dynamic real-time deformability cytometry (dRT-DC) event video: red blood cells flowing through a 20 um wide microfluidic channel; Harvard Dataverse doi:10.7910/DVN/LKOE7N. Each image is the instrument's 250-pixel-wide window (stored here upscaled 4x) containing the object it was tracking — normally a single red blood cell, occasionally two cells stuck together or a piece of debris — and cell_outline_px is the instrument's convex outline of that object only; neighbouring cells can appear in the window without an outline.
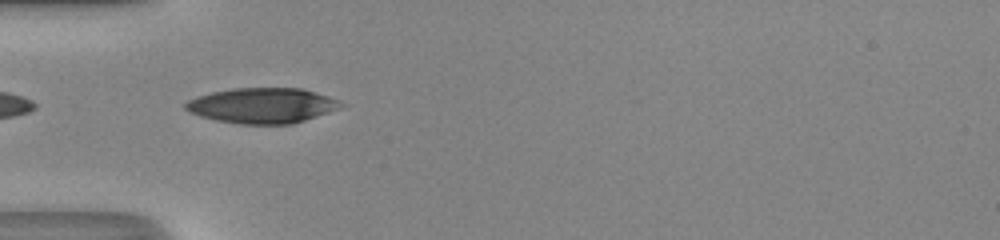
{"species": "human", "species_latin": "Homo sapiens", "temperature_condition": "room temperature", "stored_images_in_passage": 7, "camera_frame_rate_fps": 3000, "um_per_image_px": 0.085, "donor": {"sex": "male"}, "frame": {"image": 1, "passage_image": 1, "time_ms": 0.0, "image_size_px": [1000, 240], "cell_outline_px": [[348, 104], [340, 108], [292, 124], [240, 124], [216, 120], [200, 116], [188, 112], [184, 108], [184, 104], [188, 100], [196, 96], [212, 92], [232, 88], [300, 88], [328, 96], [340, 100]], "centroid_in_image_um": [22.28, 8.97], "position_along_channel_um": 62.7, "area_um2": 32.08}}
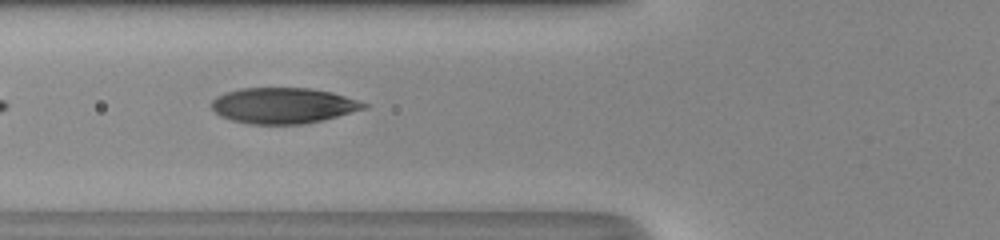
{"frame": {"image": 2, "passage_image": 4, "time_ms": 1.0, "image_size_px": [1000, 240], "cell_outline_px": [[368, 108], [304, 124], [248, 124], [232, 120], [220, 116], [212, 108], [212, 100], [216, 96], [224, 92], [240, 88], [308, 88], [332, 92], [368, 104]], "centroid_in_image_um": [24.03, 8.97], "position_along_channel_um": 101.8, "area_um2": 31.62}}